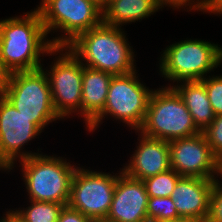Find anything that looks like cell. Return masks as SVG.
<instances>
[{
	"mask_svg": "<svg viewBox=\"0 0 222 222\" xmlns=\"http://www.w3.org/2000/svg\"><path fill=\"white\" fill-rule=\"evenodd\" d=\"M94 1L97 2L100 5V7L102 8V0H94Z\"/></svg>",
	"mask_w": 222,
	"mask_h": 222,
	"instance_id": "34",
	"label": "cell"
},
{
	"mask_svg": "<svg viewBox=\"0 0 222 222\" xmlns=\"http://www.w3.org/2000/svg\"><path fill=\"white\" fill-rule=\"evenodd\" d=\"M30 206L17 210H9L6 213L15 222H57L63 204L55 202L29 200Z\"/></svg>",
	"mask_w": 222,
	"mask_h": 222,
	"instance_id": "19",
	"label": "cell"
},
{
	"mask_svg": "<svg viewBox=\"0 0 222 222\" xmlns=\"http://www.w3.org/2000/svg\"><path fill=\"white\" fill-rule=\"evenodd\" d=\"M19 162L30 200L55 202L64 206L68 204L72 179L78 166L71 165L60 156L42 153Z\"/></svg>",
	"mask_w": 222,
	"mask_h": 222,
	"instance_id": "4",
	"label": "cell"
},
{
	"mask_svg": "<svg viewBox=\"0 0 222 222\" xmlns=\"http://www.w3.org/2000/svg\"><path fill=\"white\" fill-rule=\"evenodd\" d=\"M162 6L156 0H112L103 10V22L118 28L153 15Z\"/></svg>",
	"mask_w": 222,
	"mask_h": 222,
	"instance_id": "18",
	"label": "cell"
},
{
	"mask_svg": "<svg viewBox=\"0 0 222 222\" xmlns=\"http://www.w3.org/2000/svg\"><path fill=\"white\" fill-rule=\"evenodd\" d=\"M113 75L83 65L81 118L86 127L103 111Z\"/></svg>",
	"mask_w": 222,
	"mask_h": 222,
	"instance_id": "16",
	"label": "cell"
},
{
	"mask_svg": "<svg viewBox=\"0 0 222 222\" xmlns=\"http://www.w3.org/2000/svg\"><path fill=\"white\" fill-rule=\"evenodd\" d=\"M222 47L204 40L188 39L167 46L159 71L171 82L202 80L221 65ZM214 69V70H213Z\"/></svg>",
	"mask_w": 222,
	"mask_h": 222,
	"instance_id": "5",
	"label": "cell"
},
{
	"mask_svg": "<svg viewBox=\"0 0 222 222\" xmlns=\"http://www.w3.org/2000/svg\"><path fill=\"white\" fill-rule=\"evenodd\" d=\"M40 133L41 131L33 124V119L24 117L12 103L5 97H1L0 170L11 171L18 159L21 161L40 154L38 152H26L22 148Z\"/></svg>",
	"mask_w": 222,
	"mask_h": 222,
	"instance_id": "11",
	"label": "cell"
},
{
	"mask_svg": "<svg viewBox=\"0 0 222 222\" xmlns=\"http://www.w3.org/2000/svg\"><path fill=\"white\" fill-rule=\"evenodd\" d=\"M0 222H4V216L0 219Z\"/></svg>",
	"mask_w": 222,
	"mask_h": 222,
	"instance_id": "35",
	"label": "cell"
},
{
	"mask_svg": "<svg viewBox=\"0 0 222 222\" xmlns=\"http://www.w3.org/2000/svg\"><path fill=\"white\" fill-rule=\"evenodd\" d=\"M112 0H102V9Z\"/></svg>",
	"mask_w": 222,
	"mask_h": 222,
	"instance_id": "33",
	"label": "cell"
},
{
	"mask_svg": "<svg viewBox=\"0 0 222 222\" xmlns=\"http://www.w3.org/2000/svg\"><path fill=\"white\" fill-rule=\"evenodd\" d=\"M181 177L175 170L169 169L142 181L149 197H171L177 181Z\"/></svg>",
	"mask_w": 222,
	"mask_h": 222,
	"instance_id": "20",
	"label": "cell"
},
{
	"mask_svg": "<svg viewBox=\"0 0 222 222\" xmlns=\"http://www.w3.org/2000/svg\"><path fill=\"white\" fill-rule=\"evenodd\" d=\"M163 8L164 6H168V7H173L174 9H179V8H183L185 6H189V8L187 7V11L189 9V11L193 10V11H201L203 12L204 10V0H156Z\"/></svg>",
	"mask_w": 222,
	"mask_h": 222,
	"instance_id": "25",
	"label": "cell"
},
{
	"mask_svg": "<svg viewBox=\"0 0 222 222\" xmlns=\"http://www.w3.org/2000/svg\"><path fill=\"white\" fill-rule=\"evenodd\" d=\"M24 14L0 19V59L12 72L40 69L41 55L56 56L39 11Z\"/></svg>",
	"mask_w": 222,
	"mask_h": 222,
	"instance_id": "1",
	"label": "cell"
},
{
	"mask_svg": "<svg viewBox=\"0 0 222 222\" xmlns=\"http://www.w3.org/2000/svg\"><path fill=\"white\" fill-rule=\"evenodd\" d=\"M202 133L212 153L218 159L222 157V114L215 116L212 123Z\"/></svg>",
	"mask_w": 222,
	"mask_h": 222,
	"instance_id": "23",
	"label": "cell"
},
{
	"mask_svg": "<svg viewBox=\"0 0 222 222\" xmlns=\"http://www.w3.org/2000/svg\"><path fill=\"white\" fill-rule=\"evenodd\" d=\"M163 222H196V221H193V220L187 219V218H180L177 220H170V221H163Z\"/></svg>",
	"mask_w": 222,
	"mask_h": 222,
	"instance_id": "30",
	"label": "cell"
},
{
	"mask_svg": "<svg viewBox=\"0 0 222 222\" xmlns=\"http://www.w3.org/2000/svg\"><path fill=\"white\" fill-rule=\"evenodd\" d=\"M89 219L90 218L84 216L78 210H75L66 205L60 211L57 222H87Z\"/></svg>",
	"mask_w": 222,
	"mask_h": 222,
	"instance_id": "26",
	"label": "cell"
},
{
	"mask_svg": "<svg viewBox=\"0 0 222 222\" xmlns=\"http://www.w3.org/2000/svg\"><path fill=\"white\" fill-rule=\"evenodd\" d=\"M168 144L170 167L180 176L214 180L218 177V158L212 153L202 132Z\"/></svg>",
	"mask_w": 222,
	"mask_h": 222,
	"instance_id": "12",
	"label": "cell"
},
{
	"mask_svg": "<svg viewBox=\"0 0 222 222\" xmlns=\"http://www.w3.org/2000/svg\"><path fill=\"white\" fill-rule=\"evenodd\" d=\"M46 69L12 72L5 98L42 132L48 124L60 120L53 106Z\"/></svg>",
	"mask_w": 222,
	"mask_h": 222,
	"instance_id": "8",
	"label": "cell"
},
{
	"mask_svg": "<svg viewBox=\"0 0 222 222\" xmlns=\"http://www.w3.org/2000/svg\"><path fill=\"white\" fill-rule=\"evenodd\" d=\"M206 222H222V182L215 179Z\"/></svg>",
	"mask_w": 222,
	"mask_h": 222,
	"instance_id": "24",
	"label": "cell"
},
{
	"mask_svg": "<svg viewBox=\"0 0 222 222\" xmlns=\"http://www.w3.org/2000/svg\"><path fill=\"white\" fill-rule=\"evenodd\" d=\"M77 167L74 173L68 206L88 218L106 219L114 194L118 174Z\"/></svg>",
	"mask_w": 222,
	"mask_h": 222,
	"instance_id": "10",
	"label": "cell"
},
{
	"mask_svg": "<svg viewBox=\"0 0 222 222\" xmlns=\"http://www.w3.org/2000/svg\"><path fill=\"white\" fill-rule=\"evenodd\" d=\"M208 94L210 104L215 116L222 114V75L206 76L201 80Z\"/></svg>",
	"mask_w": 222,
	"mask_h": 222,
	"instance_id": "22",
	"label": "cell"
},
{
	"mask_svg": "<svg viewBox=\"0 0 222 222\" xmlns=\"http://www.w3.org/2000/svg\"><path fill=\"white\" fill-rule=\"evenodd\" d=\"M87 222H109V221L107 219L92 218L89 219Z\"/></svg>",
	"mask_w": 222,
	"mask_h": 222,
	"instance_id": "31",
	"label": "cell"
},
{
	"mask_svg": "<svg viewBox=\"0 0 222 222\" xmlns=\"http://www.w3.org/2000/svg\"><path fill=\"white\" fill-rule=\"evenodd\" d=\"M148 199L143 181L130 178L122 172L117 177L106 219L109 222H148Z\"/></svg>",
	"mask_w": 222,
	"mask_h": 222,
	"instance_id": "13",
	"label": "cell"
},
{
	"mask_svg": "<svg viewBox=\"0 0 222 222\" xmlns=\"http://www.w3.org/2000/svg\"><path fill=\"white\" fill-rule=\"evenodd\" d=\"M222 14V0H204L203 13Z\"/></svg>",
	"mask_w": 222,
	"mask_h": 222,
	"instance_id": "28",
	"label": "cell"
},
{
	"mask_svg": "<svg viewBox=\"0 0 222 222\" xmlns=\"http://www.w3.org/2000/svg\"><path fill=\"white\" fill-rule=\"evenodd\" d=\"M36 9L47 35L53 30L64 33L50 39L54 47L67 46L103 21V10L94 0H42Z\"/></svg>",
	"mask_w": 222,
	"mask_h": 222,
	"instance_id": "6",
	"label": "cell"
},
{
	"mask_svg": "<svg viewBox=\"0 0 222 222\" xmlns=\"http://www.w3.org/2000/svg\"><path fill=\"white\" fill-rule=\"evenodd\" d=\"M148 222H163L180 219L171 197H149Z\"/></svg>",
	"mask_w": 222,
	"mask_h": 222,
	"instance_id": "21",
	"label": "cell"
},
{
	"mask_svg": "<svg viewBox=\"0 0 222 222\" xmlns=\"http://www.w3.org/2000/svg\"><path fill=\"white\" fill-rule=\"evenodd\" d=\"M55 54L58 56L45 73L56 114L61 119L75 112L81 116L83 64L67 46L55 47Z\"/></svg>",
	"mask_w": 222,
	"mask_h": 222,
	"instance_id": "9",
	"label": "cell"
},
{
	"mask_svg": "<svg viewBox=\"0 0 222 222\" xmlns=\"http://www.w3.org/2000/svg\"><path fill=\"white\" fill-rule=\"evenodd\" d=\"M136 132L166 142L200 133L171 83L151 93L143 124Z\"/></svg>",
	"mask_w": 222,
	"mask_h": 222,
	"instance_id": "3",
	"label": "cell"
},
{
	"mask_svg": "<svg viewBox=\"0 0 222 222\" xmlns=\"http://www.w3.org/2000/svg\"><path fill=\"white\" fill-rule=\"evenodd\" d=\"M3 215H5L4 222H15L7 213Z\"/></svg>",
	"mask_w": 222,
	"mask_h": 222,
	"instance_id": "32",
	"label": "cell"
},
{
	"mask_svg": "<svg viewBox=\"0 0 222 222\" xmlns=\"http://www.w3.org/2000/svg\"><path fill=\"white\" fill-rule=\"evenodd\" d=\"M125 34L122 28L102 21L79 34L67 47L84 66L112 75L126 74L136 70V60Z\"/></svg>",
	"mask_w": 222,
	"mask_h": 222,
	"instance_id": "2",
	"label": "cell"
},
{
	"mask_svg": "<svg viewBox=\"0 0 222 222\" xmlns=\"http://www.w3.org/2000/svg\"><path fill=\"white\" fill-rule=\"evenodd\" d=\"M139 144L122 171L130 178L144 180L163 173L170 167V147L165 140L138 135Z\"/></svg>",
	"mask_w": 222,
	"mask_h": 222,
	"instance_id": "15",
	"label": "cell"
},
{
	"mask_svg": "<svg viewBox=\"0 0 222 222\" xmlns=\"http://www.w3.org/2000/svg\"><path fill=\"white\" fill-rule=\"evenodd\" d=\"M217 178H221L222 179V157H220L218 159V177Z\"/></svg>",
	"mask_w": 222,
	"mask_h": 222,
	"instance_id": "29",
	"label": "cell"
},
{
	"mask_svg": "<svg viewBox=\"0 0 222 222\" xmlns=\"http://www.w3.org/2000/svg\"><path fill=\"white\" fill-rule=\"evenodd\" d=\"M137 71L113 75L103 111L86 127L89 132L97 130L106 116H112L131 129L142 126L149 98L153 89L141 83ZM102 120V121H101Z\"/></svg>",
	"mask_w": 222,
	"mask_h": 222,
	"instance_id": "7",
	"label": "cell"
},
{
	"mask_svg": "<svg viewBox=\"0 0 222 222\" xmlns=\"http://www.w3.org/2000/svg\"><path fill=\"white\" fill-rule=\"evenodd\" d=\"M214 179L181 177L171 198L180 218L206 222Z\"/></svg>",
	"mask_w": 222,
	"mask_h": 222,
	"instance_id": "14",
	"label": "cell"
},
{
	"mask_svg": "<svg viewBox=\"0 0 222 222\" xmlns=\"http://www.w3.org/2000/svg\"><path fill=\"white\" fill-rule=\"evenodd\" d=\"M12 71L0 59V98L5 97L10 84Z\"/></svg>",
	"mask_w": 222,
	"mask_h": 222,
	"instance_id": "27",
	"label": "cell"
},
{
	"mask_svg": "<svg viewBox=\"0 0 222 222\" xmlns=\"http://www.w3.org/2000/svg\"><path fill=\"white\" fill-rule=\"evenodd\" d=\"M172 87L189 110L197 129L203 132L215 118L204 83L201 80L180 81Z\"/></svg>",
	"mask_w": 222,
	"mask_h": 222,
	"instance_id": "17",
	"label": "cell"
}]
</instances>
